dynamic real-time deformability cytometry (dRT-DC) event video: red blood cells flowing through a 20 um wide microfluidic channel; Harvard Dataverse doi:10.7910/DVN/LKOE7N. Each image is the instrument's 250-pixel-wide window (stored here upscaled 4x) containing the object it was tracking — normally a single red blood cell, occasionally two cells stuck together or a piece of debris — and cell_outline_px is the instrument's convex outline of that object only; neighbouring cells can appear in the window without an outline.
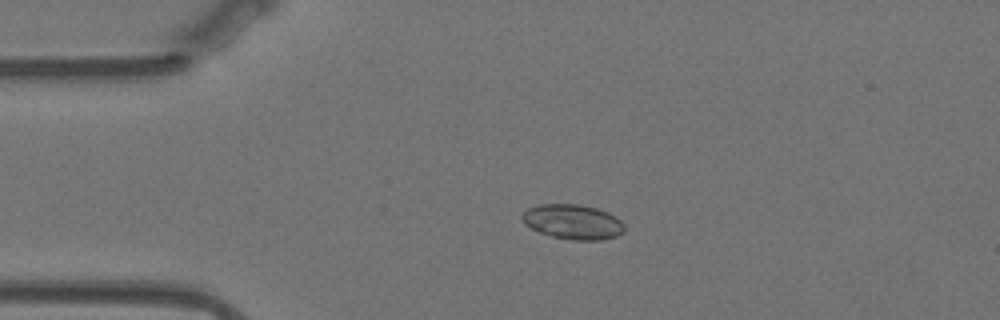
{"species": "Egyptian fruit bat (a non-hibernating species)", "species_latin": "Rousettus aegyptiacus", "temperature_condition": "warm", "stored_images_in_passage": 40, "camera_frame_rate_fps": 3000, "um_per_image_px": 0.085, "animal": {"sex": "female"}, "frame": {"image": 1, "passage_image": 2, "time_ms": 0.333, "image_size_px": [1000, 320], "cell_outline_px": [[624, 232], [616, 236], [600, 240], [572, 240], [552, 236], [540, 232], [524, 224], [520, 216], [528, 208], [540, 204], [580, 204], [596, 208], [608, 212], [616, 216], [624, 224]], "centroid_in_image_um": [48.7, 18.85], "position_along_channel_um": 36.3, "area_um2": 20.81}}
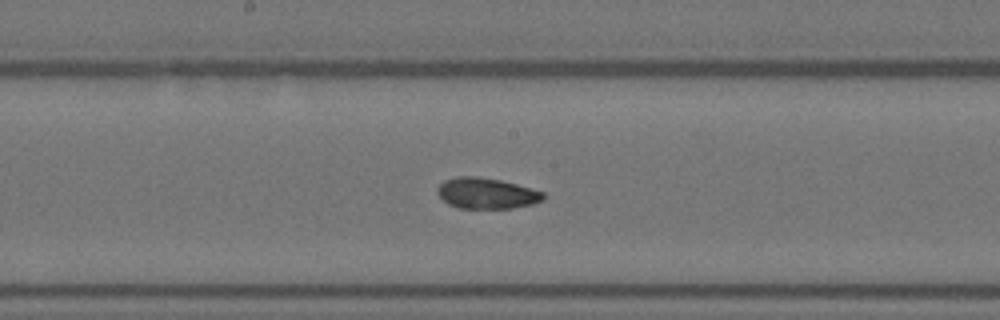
{"frame": {"image": 2, "passage_image": 19, "time_ms": 6.0, "image_size_px": [1000, 320], "cell_outline_px": [[544, 200], [532, 204], [512, 208], [460, 208], [448, 204], [436, 192], [436, 188], [444, 180], [456, 176], [476, 176], [500, 180], [532, 188], [544, 192]], "centroid_in_image_um": [41.35, 16.42], "position_along_channel_um": 206.9, "area_um2": 19.07}}
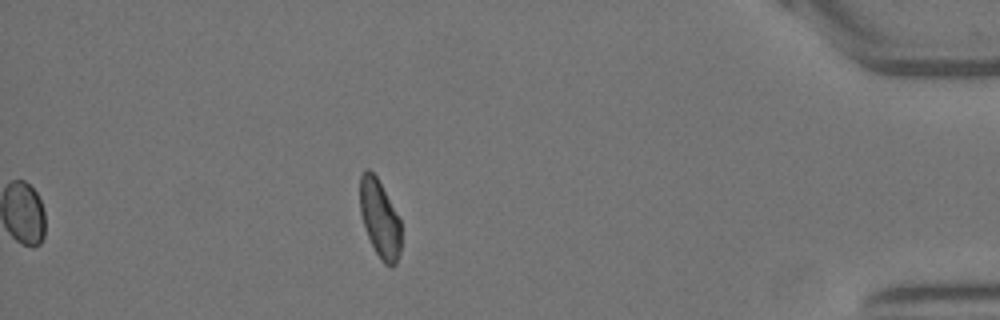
{"frame": {"image": 3, "passage_image": 40, "time_ms": 13.0, "image_size_px": [1000, 320], "cell_outline_px": [[400, 252], [396, 264], [392, 268], [384, 264], [380, 260], [368, 236], [360, 212], [360, 176], [364, 168], [368, 168], [376, 176], [400, 220]], "centroid_in_image_um": [32.27, 18.61], "position_along_channel_um": 402.9, "area_um2": 18.44}, "authors_computed_cell_mechanics": {"area_um2": 19.2474, "velocity_mm_per_s": 3.5056, "shape_relaxation_time_tau1_ms": null, "shape_relaxation_time_tau2_ms": 1.8238, "deformation_change_tau1": null, "deformation_change_tau2": 0.0567}}